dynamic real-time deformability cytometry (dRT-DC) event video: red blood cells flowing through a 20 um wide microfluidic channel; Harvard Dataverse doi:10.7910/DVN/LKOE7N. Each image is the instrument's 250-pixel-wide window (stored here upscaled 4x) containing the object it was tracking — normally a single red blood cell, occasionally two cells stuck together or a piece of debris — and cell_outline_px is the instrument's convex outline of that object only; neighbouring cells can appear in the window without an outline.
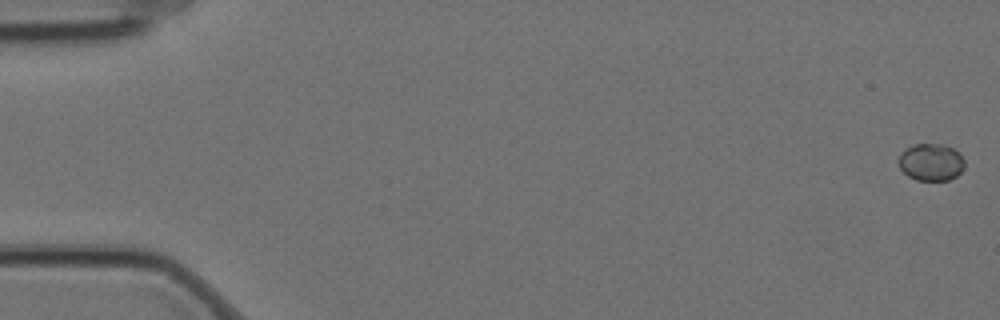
{"species": "Egyptian fruit bat (a non-hibernating species)", "species_latin": "Rousettus aegyptiacus", "temperature_condition": "cold", "stored_images_in_passage": 7, "camera_frame_rate_fps": 3000, "um_per_image_px": 0.085, "animal": {"sex": "female"}, "frame": {"image": 1, "passage_image": 1, "time_ms": 0.0, "image_size_px": [1000, 320], "cell_outline_px": [[964, 168], [956, 176], [948, 180], [916, 180], [908, 176], [900, 168], [896, 160], [900, 152], [916, 144], [944, 144], [960, 152], [964, 160]], "centroid_in_image_um": [79.12, 13.78], "position_along_channel_um": 5.9, "area_um2": 14.45}}
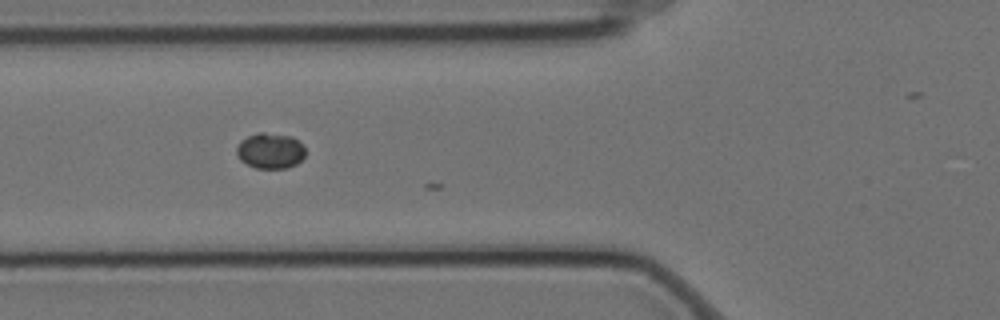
{"frame": {"image": 2, "passage_image": 7, "time_ms": 2.0, "image_size_px": [1000, 320], "cell_outline_px": [[304, 156], [296, 164], [288, 168], [256, 168], [240, 160], [236, 156], [236, 148], [240, 140], [248, 136], [260, 132], [264, 132], [292, 136], [304, 144]], "centroid_in_image_um": [22.96, 12.8], "position_along_channel_um": 102.8, "area_um2": 14.39}}